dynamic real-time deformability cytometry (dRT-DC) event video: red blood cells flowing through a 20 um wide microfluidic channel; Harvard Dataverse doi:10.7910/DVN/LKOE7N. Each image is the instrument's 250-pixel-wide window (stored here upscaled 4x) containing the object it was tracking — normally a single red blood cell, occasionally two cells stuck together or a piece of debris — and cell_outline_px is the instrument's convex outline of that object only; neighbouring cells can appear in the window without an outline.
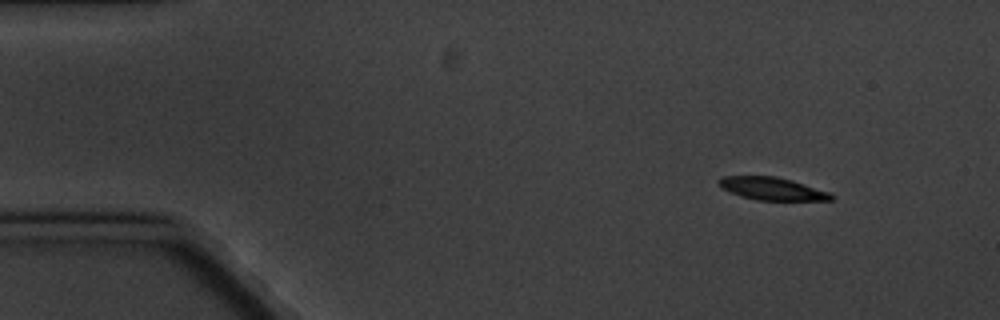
{"species": "common noctule bat (a hibernating species)", "species_latin": "Nyctalus noctula", "temperature_condition": "cold", "stored_images_in_passage": 4, "camera_frame_rate_fps": 3000, "um_per_image_px": 0.085, "animal": {"sex": "male", "body_mass_g": 20.1, "forearm_length_mm": 53.5}, "frame": {"image": 1, "passage_image": 1, "time_ms": 0.0, "image_size_px": [1000, 320], "cell_outline_px": [[836, 196], [832, 200], [756, 200], [740, 196], [720, 188], [716, 180], [724, 176], [776, 176], [792, 180], [828, 192]], "centroid_in_image_um": [65.58, 16.04], "position_along_channel_um": 19.4, "area_um2": 14.91}}
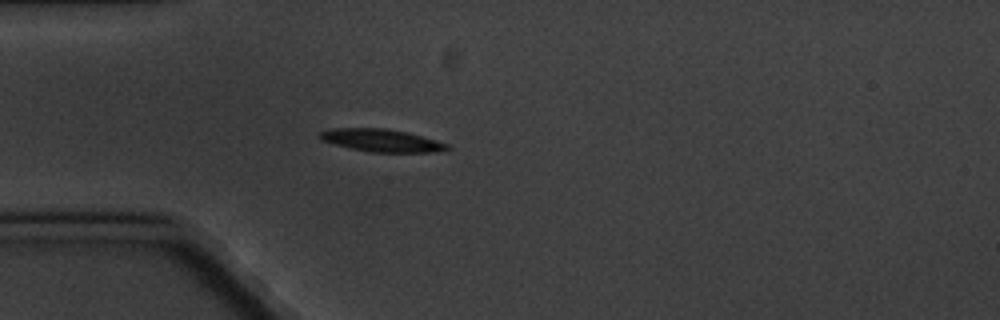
{"frame": {"image": 2, "passage_image": 4, "time_ms": 3.333, "image_size_px": [1000, 320], "cell_outline_px": [[452, 148], [432, 152], [372, 152], [352, 148], [320, 140], [316, 136], [320, 132], [328, 128], [384, 128], [404, 132], [436, 140], [448, 144]], "centroid_in_image_um": [32.37, 11.93], "position_along_channel_um": 52.6, "area_um2": 16.59}}